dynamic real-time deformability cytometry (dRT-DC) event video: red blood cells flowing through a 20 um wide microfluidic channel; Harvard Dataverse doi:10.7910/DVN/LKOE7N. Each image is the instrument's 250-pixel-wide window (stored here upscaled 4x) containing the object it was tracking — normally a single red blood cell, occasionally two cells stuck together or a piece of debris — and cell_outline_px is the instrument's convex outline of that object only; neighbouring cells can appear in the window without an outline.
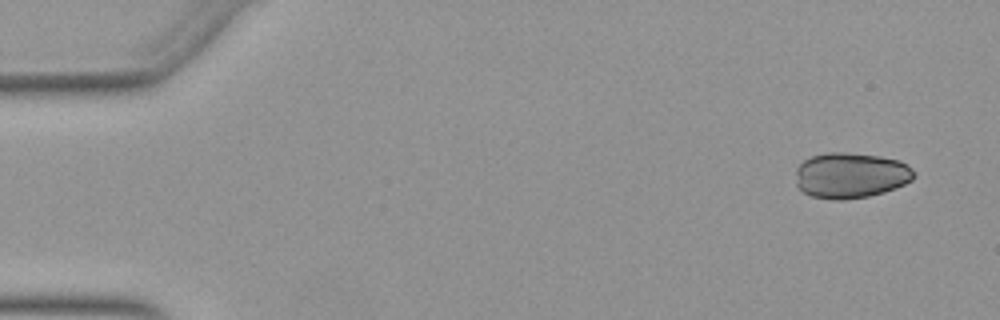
{"species": "Egyptian fruit bat (a non-hibernating species)", "species_latin": "Rousettus aegyptiacus", "temperature_condition": "warm", "stored_images_in_passage": 53, "camera_frame_rate_fps": 3000, "um_per_image_px": 0.085, "animal": {"sex": "female"}, "frame": {"image": 1, "passage_image": 3, "time_ms": 0.667, "image_size_px": [1000, 320], "cell_outline_px": [[916, 176], [912, 180], [896, 188], [884, 192], [868, 196], [844, 200], [832, 200], [812, 196], [804, 192], [796, 184], [796, 168], [804, 160], [812, 156], [824, 152], [844, 152], [880, 156], [900, 160], [908, 164], [912, 168]], "centroid_in_image_um": [72.32, 14.9], "position_along_channel_um": 12.7, "area_um2": 31.73}}
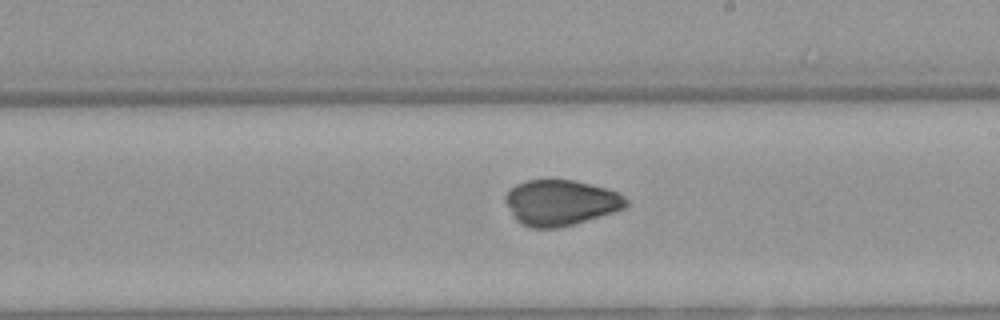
{"frame": {"image": 2, "passage_image": 30, "time_ms": 9.667, "image_size_px": [1000, 320], "cell_outline_px": [[628, 204], [624, 208], [600, 216], [560, 228], [532, 228], [520, 224], [512, 216], [504, 200], [504, 196], [516, 184], [528, 180], [572, 180], [608, 188], [620, 192], [628, 200]], "centroid_in_image_um": [47.65, 17.23], "position_along_channel_um": 241.4, "area_um2": 32.19}}
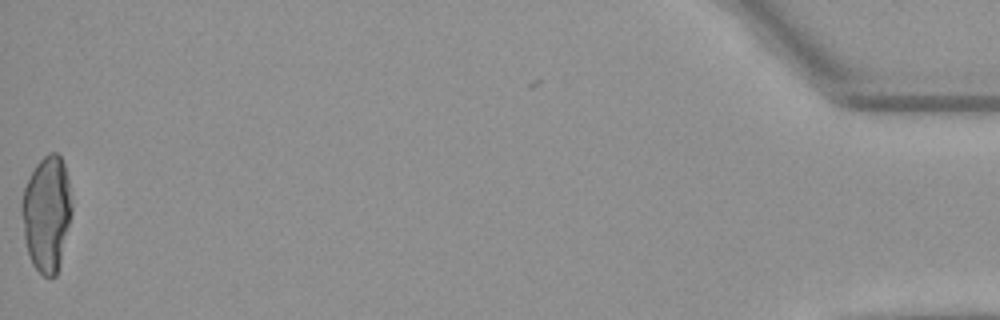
{"frame": {"image": 3, "passage_image": 52, "time_ms": 17.0, "image_size_px": [1000, 320], "cell_outline_px": [[72, 212], [60, 264], [56, 276], [44, 276], [32, 264], [28, 256], [24, 240], [20, 212], [20, 200], [24, 188], [36, 164], [48, 152], [56, 152], [60, 156], [64, 164], [68, 180], [72, 204]], "centroid_in_image_um": [3.95, 18.16], "position_along_channel_um": 431.3, "area_um2": 34.04}}